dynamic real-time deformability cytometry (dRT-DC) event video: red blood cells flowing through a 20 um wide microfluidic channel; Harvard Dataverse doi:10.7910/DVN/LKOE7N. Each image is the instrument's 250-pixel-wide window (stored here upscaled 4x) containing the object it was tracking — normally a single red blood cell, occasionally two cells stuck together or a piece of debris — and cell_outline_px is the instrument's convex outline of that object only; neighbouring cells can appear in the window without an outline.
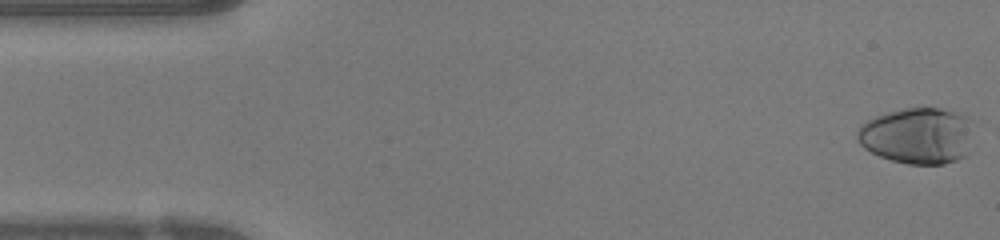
{"species": "human", "species_latin": "Homo sapiens", "temperature_condition": "warm", "stored_images_in_passage": 3, "camera_frame_rate_fps": 3000, "um_per_image_px": 0.085, "donor": {"sex": "female"}, "frame": {"image": 1, "passage_image": 1, "time_ms": 0.0, "image_size_px": [1000, 240], "cell_outline_px": [[972, 120], [968, 152], [964, 156], [956, 160], [944, 164], [908, 164], [892, 160], [880, 156], [864, 148], [856, 140], [856, 132], [868, 120], [876, 116], [888, 112], [904, 108], [940, 108], [956, 112], [968, 116]], "centroid_in_image_um": [77.99, 11.53], "position_along_channel_um": 7.0, "area_um2": 38.09}}